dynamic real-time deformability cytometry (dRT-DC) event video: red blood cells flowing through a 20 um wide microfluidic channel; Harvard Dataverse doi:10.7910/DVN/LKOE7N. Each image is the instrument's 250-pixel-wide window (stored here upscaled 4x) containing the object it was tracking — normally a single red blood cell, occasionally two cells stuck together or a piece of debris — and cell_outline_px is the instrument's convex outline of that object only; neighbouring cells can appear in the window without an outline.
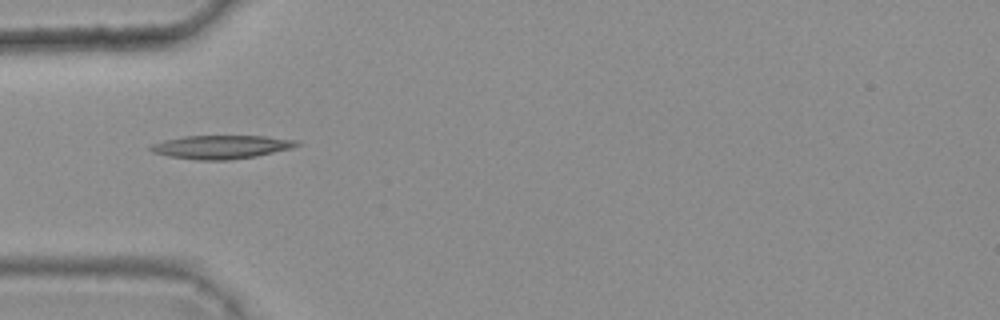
{"species": "common noctule bat (a hibernating species)", "species_latin": "Nyctalus noctula", "temperature_condition": "warm", "stored_images_in_passage": 2, "camera_frame_rate_fps": 3000, "um_per_image_px": 0.085, "animal": {"sex": "female", "body_mass_g": 25.1}, "frame": {"image": 1, "passage_image": 1, "time_ms": 0.0, "image_size_px": [1000, 320], "cell_outline_px": [[300, 144], [292, 148], [256, 156], [228, 160], [196, 160], [168, 156], [152, 152], [148, 148], [152, 144], [164, 140], [184, 136], [264, 136], [300, 140]], "centroid_in_image_um": [18.81, 12.49], "position_along_channel_um": 66.2, "area_um2": 20.06}}
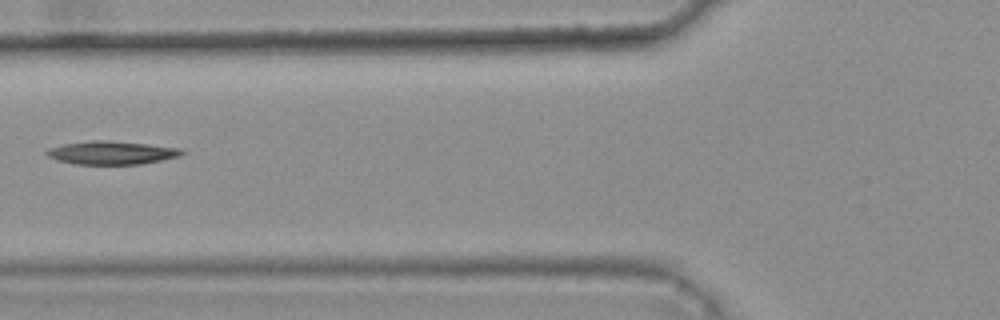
{"frame": {"image": 2, "passage_image": 2, "time_ms": 0.333, "image_size_px": [1000, 320], "cell_outline_px": [[184, 152], [180, 156], [140, 164], [76, 164], [60, 160], [48, 156], [44, 152], [48, 148], [64, 144], [92, 140], [112, 140], [180, 148]], "centroid_in_image_um": [9.47, 12.97], "position_along_channel_um": 116.3, "area_um2": 18.15}}